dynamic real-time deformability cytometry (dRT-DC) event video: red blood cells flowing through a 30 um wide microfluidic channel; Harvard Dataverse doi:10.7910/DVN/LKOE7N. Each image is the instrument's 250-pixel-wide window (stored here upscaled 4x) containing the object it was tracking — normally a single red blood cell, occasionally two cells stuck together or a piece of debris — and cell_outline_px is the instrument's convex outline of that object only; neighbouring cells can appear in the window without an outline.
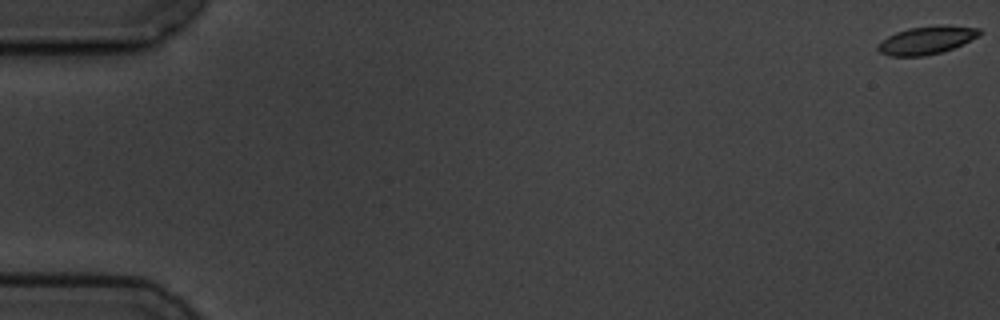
{"species": "common noctule bat (a hibernating species)", "species_latin": "Nyctalus noctula", "temperature_condition": "cold", "stored_images_in_passage": 7, "camera_frame_rate_fps": 3000, "um_per_image_px": 0.085, "animal": {"sex": "male", "body_mass_g": 19.5, "forearm_length_mm": 54.6}, "frame": {"image": 1, "passage_image": 1, "time_ms": 0.0, "image_size_px": [1000, 320], "cell_outline_px": [[984, 32], [980, 36], [952, 48], [940, 52], [924, 56], [888, 56], [880, 52], [876, 48], [888, 36], [896, 32], [908, 28], [944, 24], [980, 28]], "centroid_in_image_um": [78.81, 3.4], "position_along_channel_um": 6.2, "area_um2": 16.59}}
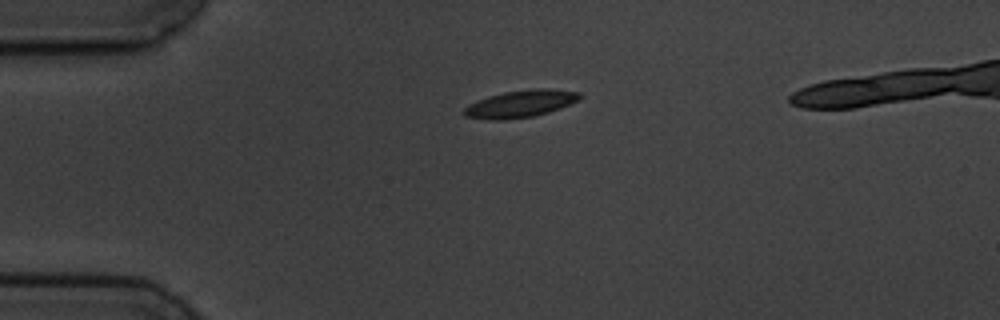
{"frame": {"image": 2, "passage_image": 5, "time_ms": 4.667, "image_size_px": [1000, 320], "cell_outline_px": [[580, 96], [576, 100], [560, 108], [548, 112], [532, 116], [504, 120], [492, 120], [464, 116], [464, 108], [468, 104], [488, 96], [504, 92], [536, 88], [544, 88], [580, 92]], "centroid_in_image_um": [44.19, 8.82], "position_along_channel_um": 40.8, "area_um2": 18.03}}